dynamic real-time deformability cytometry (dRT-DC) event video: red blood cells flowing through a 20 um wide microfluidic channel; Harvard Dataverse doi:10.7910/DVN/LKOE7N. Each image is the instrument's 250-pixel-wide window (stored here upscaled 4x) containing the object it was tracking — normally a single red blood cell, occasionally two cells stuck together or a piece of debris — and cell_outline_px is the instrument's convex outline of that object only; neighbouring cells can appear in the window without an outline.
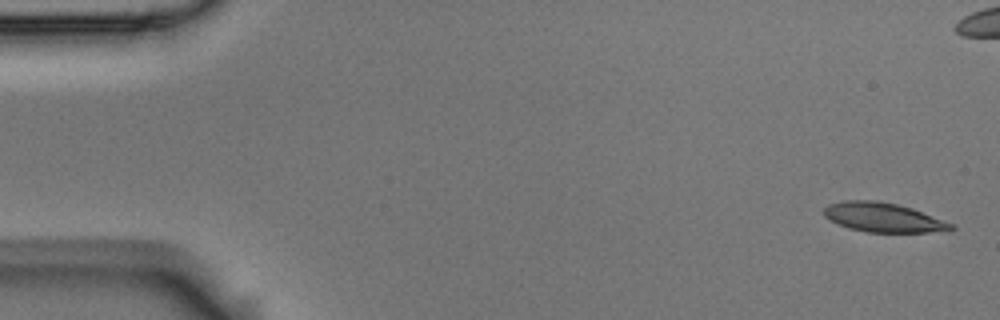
{"species": "Egyptian fruit bat (a non-hibernating species)", "species_latin": "Rousettus aegyptiacus", "temperature_condition": "room temperature", "stored_images_in_passage": 5, "camera_frame_rate_fps": 3000, "um_per_image_px": 0.085, "animal": {"sex": "male"}, "frame": {"image": 1, "passage_image": 1, "time_ms": 0.0, "image_size_px": [1000, 320], "cell_outline_px": [[956, 228], [928, 232], [864, 232], [848, 228], [824, 216], [824, 208], [828, 204], [844, 200], [876, 200], [896, 204], [912, 208], [956, 224]], "centroid_in_image_um": [75.08, 18.47], "position_along_channel_um": 9.9, "area_um2": 21.68}}